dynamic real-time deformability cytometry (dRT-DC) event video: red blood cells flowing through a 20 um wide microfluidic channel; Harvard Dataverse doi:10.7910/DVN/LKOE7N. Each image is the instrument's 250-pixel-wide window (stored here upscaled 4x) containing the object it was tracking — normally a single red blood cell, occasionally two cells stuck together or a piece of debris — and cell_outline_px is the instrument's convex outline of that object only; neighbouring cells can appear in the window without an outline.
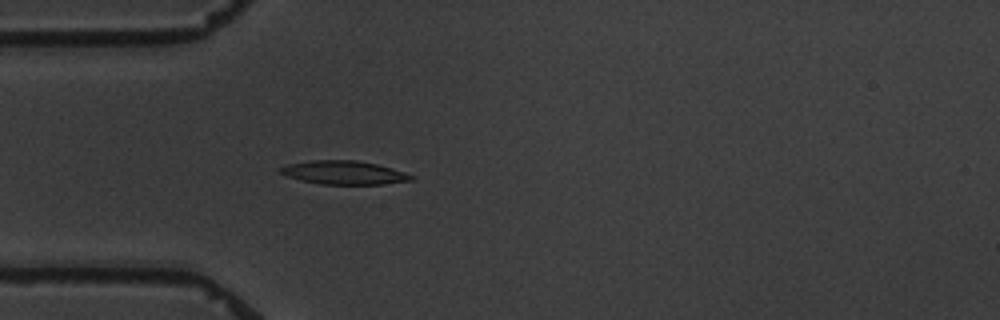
{"species": "common noctule bat (a hibernating species)", "species_latin": "Nyctalus noctula", "temperature_condition": "warm", "stored_images_in_passage": 4, "camera_frame_rate_fps": 3000, "um_per_image_px": 0.085, "animal": {"sex": "male", "body_mass_g": 19.5, "forearm_length_mm": 54.6}, "frame": {"image": 1, "passage_image": 4, "time_ms": 3.667, "image_size_px": [1000, 320], "cell_outline_px": [[416, 176], [412, 180], [380, 184], [320, 184], [300, 180], [276, 172], [280, 168], [288, 164], [312, 160], [356, 160], [376, 164], [392, 168]], "centroid_in_image_um": [29.21, 14.67], "position_along_channel_um": 55.8, "area_um2": 17.92}}